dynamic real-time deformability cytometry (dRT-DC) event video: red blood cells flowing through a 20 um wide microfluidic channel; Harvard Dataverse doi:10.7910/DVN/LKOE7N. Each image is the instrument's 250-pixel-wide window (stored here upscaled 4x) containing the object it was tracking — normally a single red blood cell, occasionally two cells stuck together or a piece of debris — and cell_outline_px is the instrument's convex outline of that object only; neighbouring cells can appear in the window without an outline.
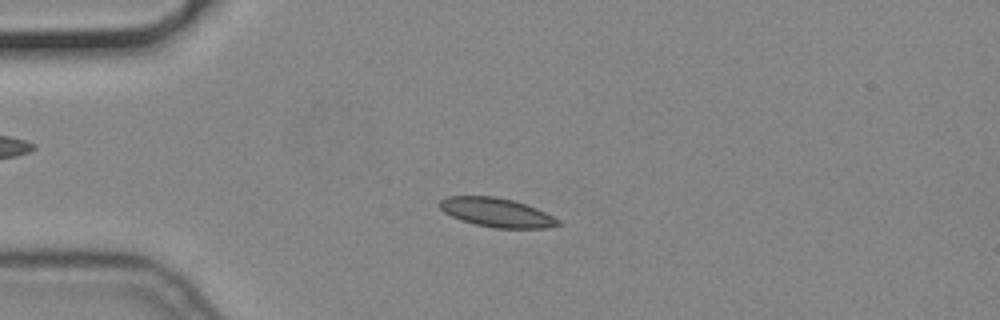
{"species": "common noctule bat (a hibernating species)", "species_latin": "Nyctalus noctula", "temperature_condition": "cold", "stored_images_in_passage": 53, "camera_frame_rate_fps": 3000, "um_per_image_px": 0.085, "animal": {"sex": "male", "body_mass_g": 19.2, "forearm_length_mm": 51.8}, "frame": {"image": 1, "passage_image": 11, "time_ms": 3.333, "image_size_px": [1000, 320], "cell_outline_px": [[564, 224], [548, 228], [492, 228], [460, 220], [444, 212], [440, 208], [440, 200], [448, 196], [496, 196], [512, 200], [536, 208], [560, 220]], "centroid_in_image_um": [42.23, 18.07], "position_along_channel_um": 42.8, "area_um2": 20.0}}
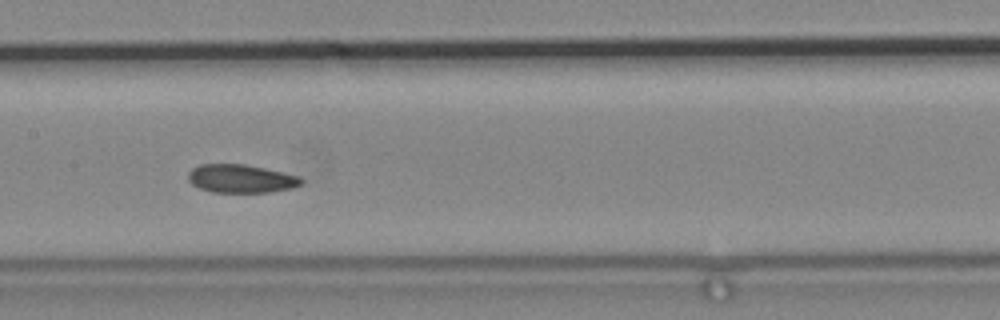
{"frame": {"image": 2, "passage_image": 25, "time_ms": 8.0, "image_size_px": [1000, 320], "cell_outline_px": [[304, 184], [292, 188], [268, 192], [212, 192], [200, 188], [192, 184], [188, 180], [188, 172], [192, 168], [200, 164], [244, 164], [284, 172], [300, 176], [304, 180]], "centroid_in_image_um": [20.51, 15.18], "position_along_channel_um": 186.9, "area_um2": 18.79}}
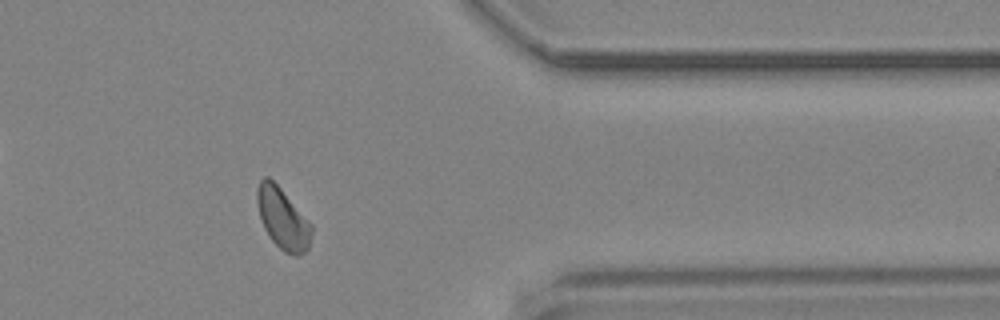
{"frame": {"image": 3, "passage_image": 43, "time_ms": 14.0, "image_size_px": [1000, 320], "cell_outline_px": [[312, 232], [308, 248], [304, 252], [296, 256], [284, 252], [272, 240], [264, 228], [260, 216], [256, 200], [256, 188], [260, 180], [264, 176], [268, 176], [280, 188], [312, 224]], "centroid_in_image_um": [24.02, 18.57], "position_along_channel_um": 387.4, "area_um2": 19.19}}